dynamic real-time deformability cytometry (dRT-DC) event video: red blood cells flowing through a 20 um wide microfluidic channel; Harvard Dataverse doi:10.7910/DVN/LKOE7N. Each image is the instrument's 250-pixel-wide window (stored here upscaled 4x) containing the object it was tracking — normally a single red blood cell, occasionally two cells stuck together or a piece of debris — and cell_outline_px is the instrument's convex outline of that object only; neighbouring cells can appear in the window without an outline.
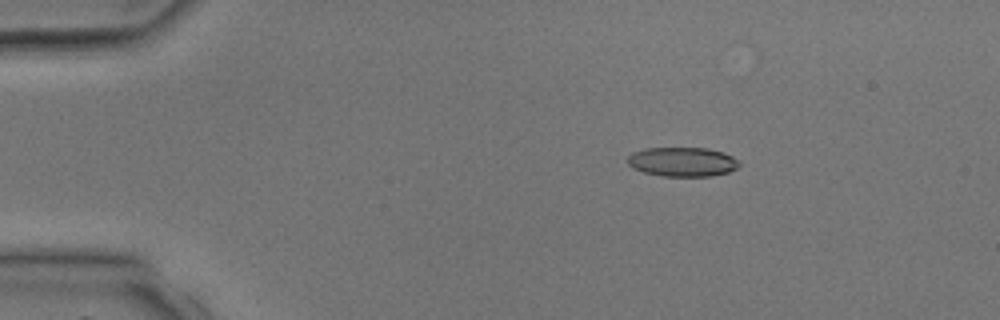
{"species": "common noctule bat (a hibernating species)", "species_latin": "Nyctalus noctula", "temperature_condition": "room temperature", "stored_images_in_passage": 3, "camera_frame_rate_fps": 3000, "um_per_image_px": 0.085, "animal": {"sex": "male", "body_mass_g": 17.9, "forearm_length_mm": 54.2}, "frame": {"image": 1, "passage_image": 1, "time_ms": 0.0, "image_size_px": [1000, 320], "cell_outline_px": [[740, 164], [736, 168], [728, 172], [712, 176], [664, 176], [644, 172], [632, 168], [628, 164], [628, 156], [632, 152], [644, 148], [708, 148], [724, 152], [740, 160]], "centroid_in_image_um": [58.02, 13.75], "position_along_channel_um": 27.0, "area_um2": 19.19}}
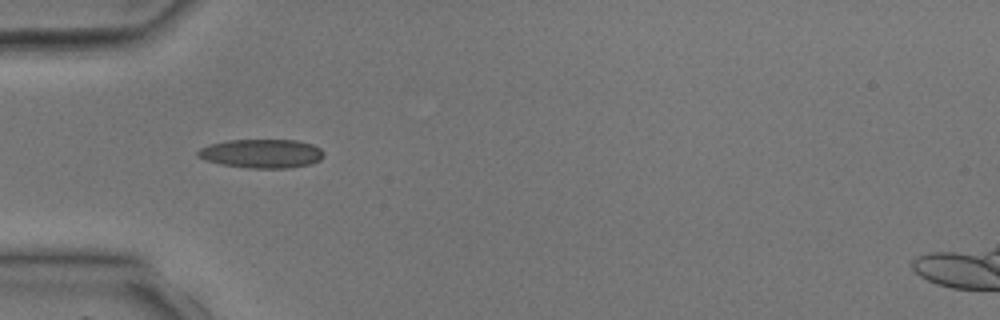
{"frame": {"image": 2, "passage_image": 2, "time_ms": 2.0, "image_size_px": [1000, 320], "cell_outline_px": [[324, 156], [320, 160], [312, 164], [288, 168], [248, 168], [220, 164], [204, 160], [196, 156], [196, 152], [200, 148], [208, 144], [228, 140], [296, 140], [312, 144], [320, 148], [324, 152]], "centroid_in_image_um": [22.22, 13.05], "position_along_channel_um": 62.8, "area_um2": 21.44}}